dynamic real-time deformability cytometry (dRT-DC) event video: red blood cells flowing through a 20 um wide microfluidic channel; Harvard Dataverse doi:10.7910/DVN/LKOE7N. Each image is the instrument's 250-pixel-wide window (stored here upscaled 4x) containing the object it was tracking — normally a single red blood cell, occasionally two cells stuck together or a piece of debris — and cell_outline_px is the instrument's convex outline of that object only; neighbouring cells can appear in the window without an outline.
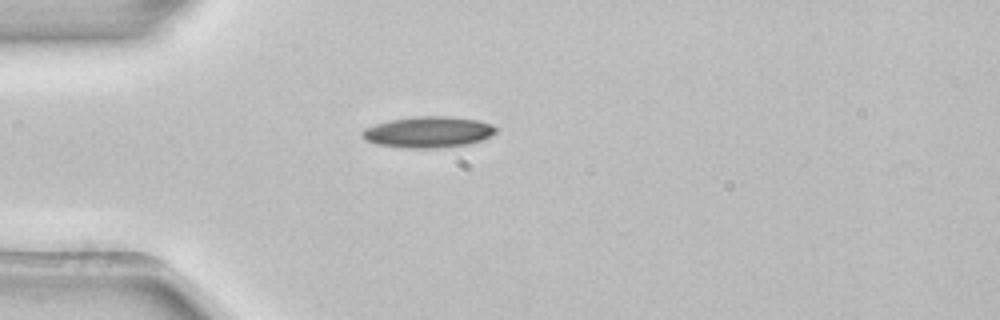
{"species": "common noctule bat (a hibernating species)", "species_latin": "Nyctalus noctula", "temperature_condition": "room temperature", "stored_images_in_passage": 1, "camera_frame_rate_fps": 3000, "um_per_image_px": 0.085, "animal": {"sex": "female", "body_mass_g": 22.7, "forearm_length_mm": 54.2}, "frame": {"image": 1, "passage_image": 1, "time_ms": 0.0, "image_size_px": [1000, 320], "cell_outline_px": [[496, 132], [492, 136], [468, 144], [436, 148], [404, 148], [376, 144], [360, 136], [360, 132], [364, 128], [376, 124], [392, 120], [416, 116], [448, 116], [476, 120], [492, 124], [496, 128]], "centroid_in_image_um": [36.39, 11.23], "position_along_channel_um": 48.6, "area_um2": 24.16}}